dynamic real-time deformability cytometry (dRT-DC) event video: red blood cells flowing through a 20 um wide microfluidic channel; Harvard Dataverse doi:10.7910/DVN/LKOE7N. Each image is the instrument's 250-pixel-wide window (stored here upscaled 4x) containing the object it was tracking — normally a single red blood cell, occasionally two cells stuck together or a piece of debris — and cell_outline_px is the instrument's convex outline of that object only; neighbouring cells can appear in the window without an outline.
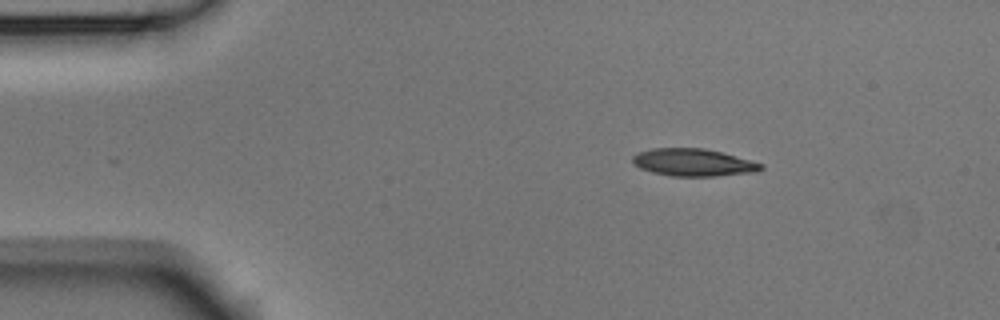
{"species": "Egyptian fruit bat (a non-hibernating species)", "species_latin": "Rousettus aegyptiacus", "temperature_condition": "room temperature", "stored_images_in_passage": 3, "camera_frame_rate_fps": 3000, "um_per_image_px": 0.085, "animal": {"sex": "male"}, "frame": {"image": 1, "passage_image": 1, "time_ms": 0.0, "image_size_px": [1000, 320], "cell_outline_px": [[764, 168], [756, 172], [716, 176], [672, 176], [652, 172], [640, 168], [632, 164], [632, 156], [636, 152], [652, 148], [704, 148], [752, 160], [764, 164]], "centroid_in_image_um": [58.92, 13.8], "position_along_channel_um": 26.1, "area_um2": 20.69}}